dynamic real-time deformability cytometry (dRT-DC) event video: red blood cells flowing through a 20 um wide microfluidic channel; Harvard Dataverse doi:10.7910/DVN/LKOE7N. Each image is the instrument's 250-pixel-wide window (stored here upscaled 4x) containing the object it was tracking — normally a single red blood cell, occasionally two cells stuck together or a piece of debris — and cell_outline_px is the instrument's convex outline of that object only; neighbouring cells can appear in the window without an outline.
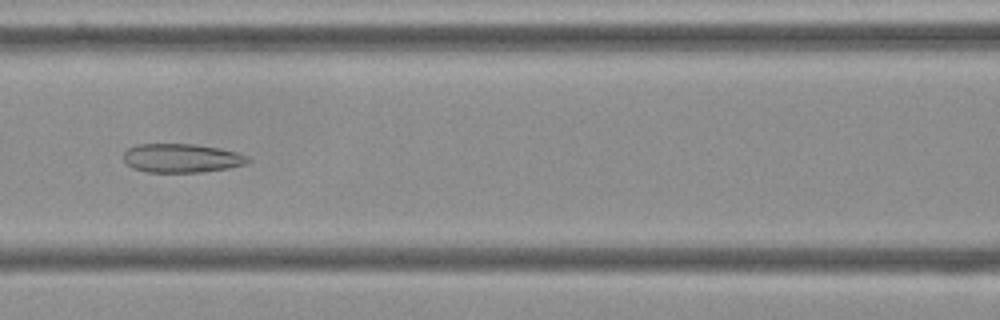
{"species": "Egyptian fruit bat (a non-hibernating species)", "species_latin": "Rousettus aegyptiacus", "temperature_condition": "cold", "stored_images_in_passage": 54, "camera_frame_rate_fps": 3000, "um_per_image_px": 0.085, "frame": {"image": 1, "passage_image": 23, "time_ms": 7.333, "image_size_px": [1000, 320], "cell_outline_px": [[252, 160], [244, 164], [228, 168], [200, 172], [148, 172], [132, 168], [124, 160], [124, 152], [128, 148], [136, 144], [196, 144], [220, 148], [236, 152], [248, 156]], "centroid_in_image_um": [15.44, 13.43], "position_along_channel_um": 151.2, "area_um2": 20.92}}
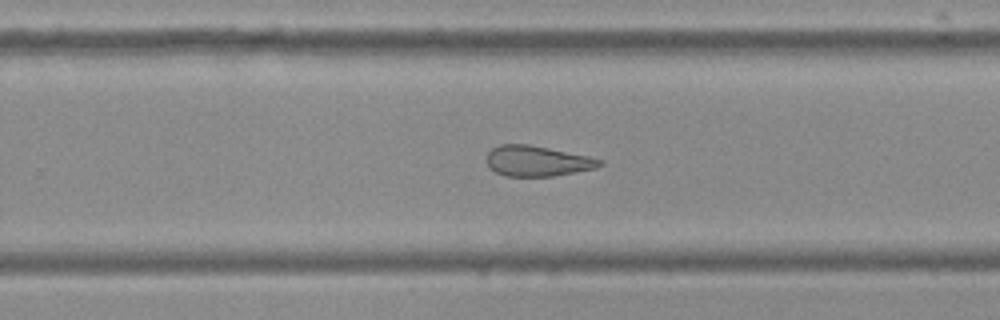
{"frame": {"image": 2, "passage_image": 34, "time_ms": 11.0, "image_size_px": [1000, 320], "cell_outline_px": [[604, 164], [596, 168], [552, 176], [504, 176], [496, 172], [484, 160], [488, 152], [492, 148], [500, 144], [528, 144], [588, 156], [604, 160]], "centroid_in_image_um": [45.65, 13.68], "position_along_channel_um": 284.1, "area_um2": 20.06}}
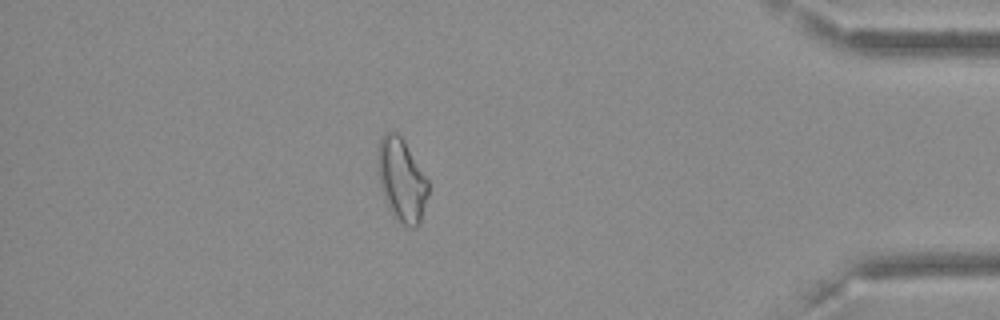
{"frame": {"image": 3, "passage_image": 47, "time_ms": 15.333, "image_size_px": [1000, 320], "cell_outline_px": [[428, 196], [420, 224], [416, 228], [412, 228], [400, 224], [392, 216], [384, 196], [380, 184], [376, 160], [376, 152], [380, 140], [384, 132], [396, 132], [404, 140], [428, 180]], "centroid_in_image_um": [34.13, 15.32], "position_along_channel_um": 401.1, "area_um2": 24.74}, "authors_computed_cell_mechanics": {"area_um2": 23.7558, "velocity_mm_per_s": 3.636, "shape_relaxation_time_tau1_ms": null, "shape_relaxation_time_tau2_ms": 3.3846, "deformation_change_tau1": null, "deformation_change_tau2": 0.1329}}